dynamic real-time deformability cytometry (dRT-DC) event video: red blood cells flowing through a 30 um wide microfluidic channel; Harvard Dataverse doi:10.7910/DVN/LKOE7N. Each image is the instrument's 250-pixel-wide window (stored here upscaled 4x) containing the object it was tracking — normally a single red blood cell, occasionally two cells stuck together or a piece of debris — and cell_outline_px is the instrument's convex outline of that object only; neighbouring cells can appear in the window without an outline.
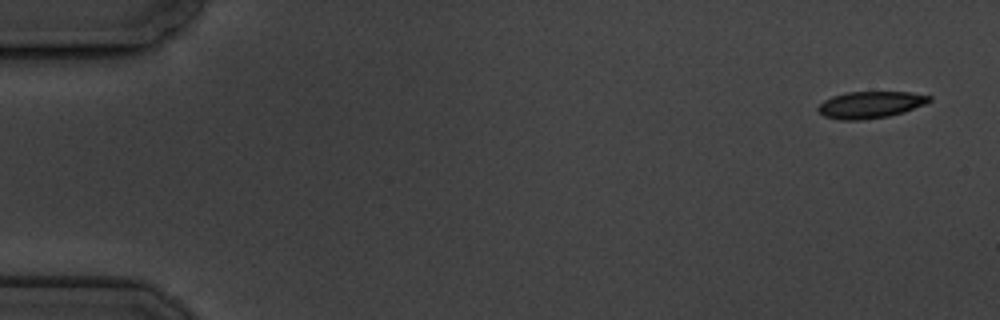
{"species": "common noctule bat (a hibernating species)", "species_latin": "Nyctalus noctula", "temperature_condition": "cold", "stored_images_in_passage": 6, "camera_frame_rate_fps": 3000, "um_per_image_px": 0.085, "animal": {"sex": "male", "body_mass_g": 19.5, "forearm_length_mm": 54.6}, "frame": {"image": 1, "passage_image": 1, "time_ms": 0.0, "image_size_px": [1000, 320], "cell_outline_px": [[932, 100], [924, 104], [904, 112], [888, 116], [860, 120], [840, 120], [824, 116], [816, 108], [824, 100], [832, 96], [848, 92], [912, 92], [932, 96]], "centroid_in_image_um": [73.98, 8.9], "position_along_channel_um": 11.0, "area_um2": 17.34}}
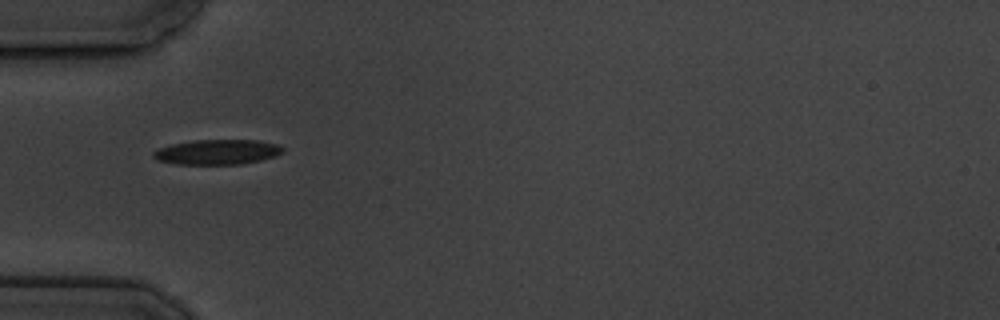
{"frame": {"image": 2, "passage_image": 5, "time_ms": 5.333, "image_size_px": [1000, 320], "cell_outline_px": [[284, 152], [276, 156], [244, 164], [176, 164], [156, 160], [152, 156], [152, 152], [160, 148], [172, 144], [196, 140], [260, 140], [276, 144], [284, 148]], "centroid_in_image_um": [18.49, 12.92], "position_along_channel_um": 66.5, "area_um2": 18.9}}